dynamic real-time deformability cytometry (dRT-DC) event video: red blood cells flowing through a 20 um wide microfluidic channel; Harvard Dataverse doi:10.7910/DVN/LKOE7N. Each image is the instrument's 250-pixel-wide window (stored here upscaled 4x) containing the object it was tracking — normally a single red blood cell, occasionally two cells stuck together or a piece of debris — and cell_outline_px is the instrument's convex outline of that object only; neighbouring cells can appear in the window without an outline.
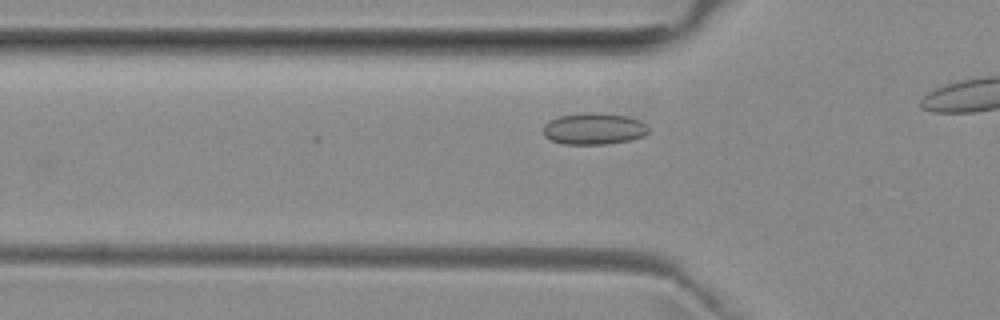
{"species": "common noctule bat (a hibernating species)", "species_latin": "Nyctalus noctula", "temperature_condition": "room temperature", "stored_images_in_passage": 10, "camera_frame_rate_fps": 3000, "um_per_image_px": 0.085, "animal": {"sex": "female", "body_mass_g": 29.2, "forearm_length_mm": 56.3}, "frame": {"image": 1, "passage_image": 4, "time_ms": 1.0, "image_size_px": [1000, 320], "cell_outline_px": [[648, 132], [644, 136], [628, 140], [604, 144], [564, 144], [552, 140], [544, 136], [544, 124], [548, 120], [560, 116], [584, 112], [592, 112], [628, 116], [640, 120], [648, 124]], "centroid_in_image_um": [50.49, 10.93], "position_along_channel_um": 75.3, "area_um2": 19.42}}
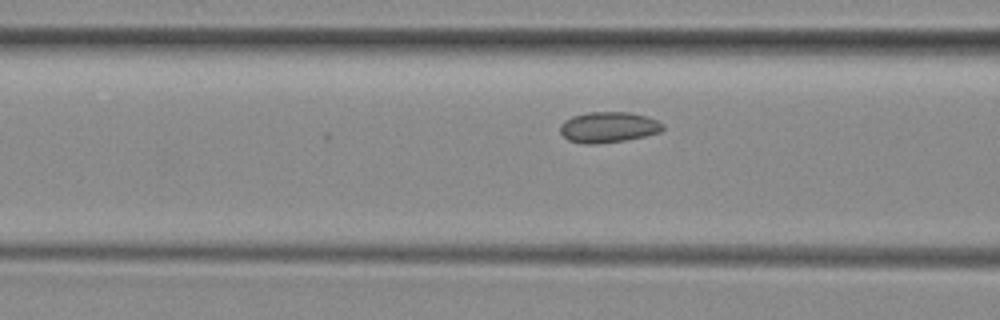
{"frame": {"image": 2, "passage_image": 7, "time_ms": 2.0, "image_size_px": [1000, 320], "cell_outline_px": [[664, 128], [660, 132], [644, 136], [624, 140], [596, 144], [584, 144], [568, 140], [560, 132], [560, 124], [564, 120], [572, 116], [588, 112], [628, 112], [644, 116], [656, 120], [664, 124]], "centroid_in_image_um": [51.68, 10.81], "position_along_channel_um": 114.9, "area_um2": 18.32}}